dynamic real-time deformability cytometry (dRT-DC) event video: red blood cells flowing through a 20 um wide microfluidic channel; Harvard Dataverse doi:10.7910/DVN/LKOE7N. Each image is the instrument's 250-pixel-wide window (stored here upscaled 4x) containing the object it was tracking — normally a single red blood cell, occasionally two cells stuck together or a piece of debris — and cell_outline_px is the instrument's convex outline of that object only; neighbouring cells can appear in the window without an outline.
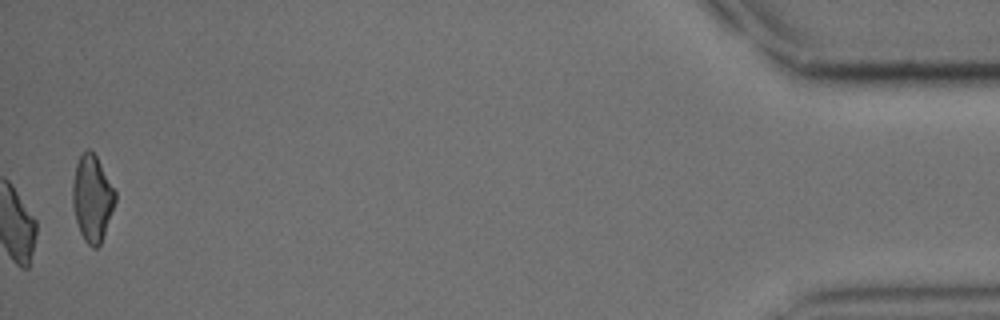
{"species": "common noctule bat (a hibernating species)", "species_latin": "Nyctalus noctula", "temperature_condition": "cold", "stored_images_in_passage": 46, "camera_frame_rate_fps": 3000, "um_per_image_px": 0.085, "animal": {"sex": "male", "body_mass_g": 15.6}, "frame": {"image": 1, "passage_image": 46, "time_ms": 15.0, "image_size_px": [1000, 320], "cell_outline_px": [[116, 200], [100, 244], [96, 248], [92, 248], [84, 240], [80, 232], [76, 220], [72, 204], [72, 184], [76, 164], [80, 156], [88, 148], [96, 156], [116, 192]], "centroid_in_image_um": [7.82, 16.86], "position_along_channel_um": 427.4, "area_um2": 21.15}}